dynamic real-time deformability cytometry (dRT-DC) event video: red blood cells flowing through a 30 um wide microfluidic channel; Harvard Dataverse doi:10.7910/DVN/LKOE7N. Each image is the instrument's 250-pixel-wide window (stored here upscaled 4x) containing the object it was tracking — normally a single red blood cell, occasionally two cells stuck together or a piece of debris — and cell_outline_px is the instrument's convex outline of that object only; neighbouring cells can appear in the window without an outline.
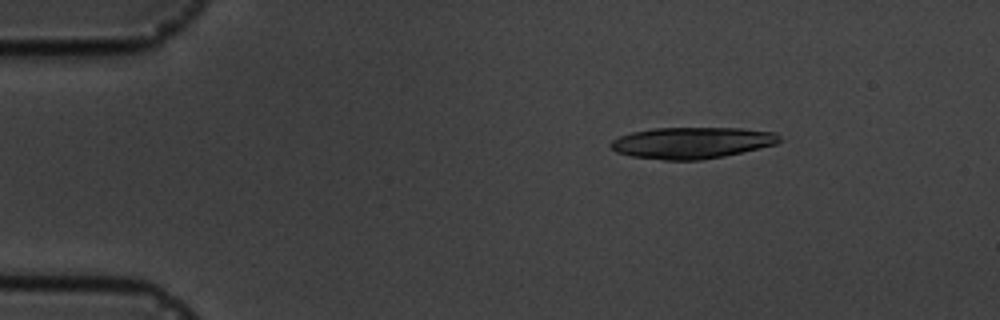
{"species": "common noctule bat (a hibernating species)", "species_latin": "Nyctalus noctula", "temperature_condition": "cold", "stored_images_in_passage": 5, "camera_frame_rate_fps": 3000, "um_per_image_px": 0.085, "animal": {"sex": "male", "body_mass_g": 19.5, "forearm_length_mm": 54.6}, "frame": {"image": 1, "passage_image": 2, "time_ms": 1.667, "image_size_px": [1000, 320], "cell_outline_px": [[784, 140], [776, 144], [724, 156], [700, 160], [664, 160], [632, 156], [616, 152], [608, 144], [612, 140], [620, 136], [632, 132], [652, 128], [740, 128], [776, 132]], "centroid_in_image_um": [58.82, 12.13], "position_along_channel_um": 26.2, "area_um2": 30.92}}
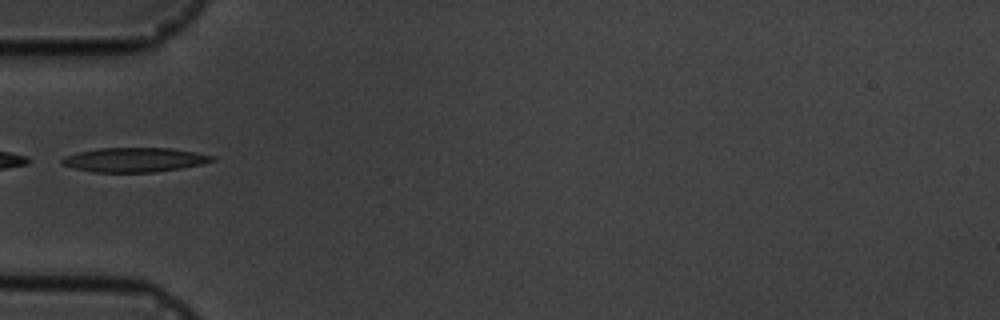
{"frame": {"image": 2, "passage_image": 5, "time_ms": 5.0, "image_size_px": [1000, 320], "cell_outline_px": [[216, 160], [200, 164], [180, 168], [152, 172], [92, 172], [76, 168], [64, 164], [60, 160], [64, 156], [76, 152], [100, 148], [172, 148], [196, 152], [216, 156]], "centroid_in_image_um": [11.45, 13.57], "position_along_channel_um": 73.6, "area_um2": 21.21}}